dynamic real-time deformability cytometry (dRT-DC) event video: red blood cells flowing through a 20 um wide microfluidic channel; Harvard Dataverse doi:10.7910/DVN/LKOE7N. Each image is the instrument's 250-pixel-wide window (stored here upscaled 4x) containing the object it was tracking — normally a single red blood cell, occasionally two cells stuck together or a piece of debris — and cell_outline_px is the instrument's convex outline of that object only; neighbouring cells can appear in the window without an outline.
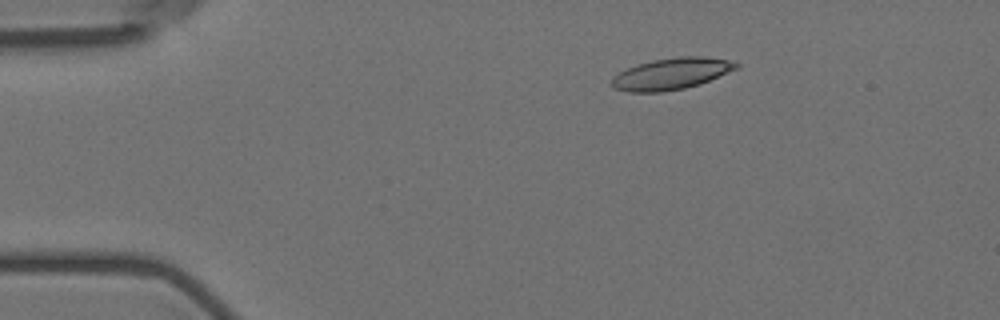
{"species": "Egyptian fruit bat (a non-hibernating species)", "species_latin": "Rousettus aegyptiacus", "temperature_condition": "room temperature", "stored_images_in_passage": 5, "camera_frame_rate_fps": 3000, "um_per_image_px": 0.085, "animal": {"sex": "female"}, "frame": {"image": 1, "passage_image": 3, "time_ms": 2.333, "image_size_px": [1000, 320], "cell_outline_px": [[740, 64], [736, 68], [700, 84], [684, 88], [664, 92], [628, 92], [612, 88], [612, 76], [636, 64], [652, 60], [680, 56], [700, 56], [728, 60]], "centroid_in_image_um": [57.01, 6.27], "position_along_channel_um": 28.0, "area_um2": 22.72}}